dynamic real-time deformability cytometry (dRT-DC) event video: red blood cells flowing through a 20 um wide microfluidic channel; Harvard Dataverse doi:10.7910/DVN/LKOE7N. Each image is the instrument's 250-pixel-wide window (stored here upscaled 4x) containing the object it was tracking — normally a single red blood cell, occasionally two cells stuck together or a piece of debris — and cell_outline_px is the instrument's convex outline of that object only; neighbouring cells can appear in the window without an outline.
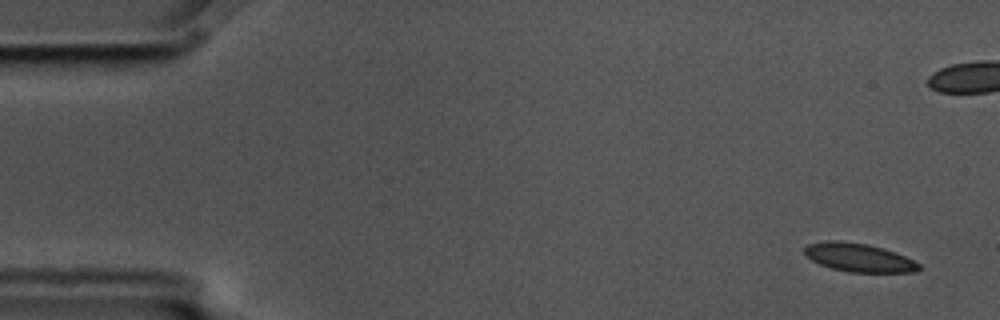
{"species": "common noctule bat (a hibernating species)", "species_latin": "Nyctalus noctula", "temperature_condition": "cold", "stored_images_in_passage": 7, "camera_frame_rate_fps": 3000, "um_per_image_px": 0.085, "animal": {"sex": "male", "body_mass_g": 17.5, "forearm_length_mm": 52.3}, "frame": {"image": 1, "passage_image": 1, "time_ms": 0.0, "image_size_px": [1000, 320], "cell_outline_px": [[920, 268], [916, 272], [848, 272], [832, 268], [820, 264], [812, 260], [804, 252], [804, 248], [808, 244], [828, 240], [840, 240], [868, 244], [884, 248], [896, 252], [920, 264]], "centroid_in_image_um": [73.0, 21.88], "position_along_channel_um": 12.0, "area_um2": 18.96}}